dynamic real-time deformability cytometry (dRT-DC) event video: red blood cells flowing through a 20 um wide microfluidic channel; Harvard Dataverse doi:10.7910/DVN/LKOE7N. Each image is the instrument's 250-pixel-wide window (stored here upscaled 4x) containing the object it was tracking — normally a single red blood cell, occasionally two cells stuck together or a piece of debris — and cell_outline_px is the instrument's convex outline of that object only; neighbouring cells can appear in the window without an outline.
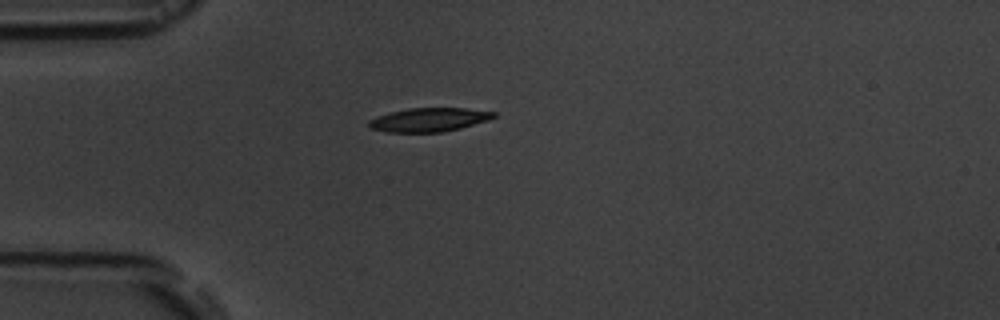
{"species": "common noctule bat (a hibernating species)", "species_latin": "Nyctalus noctula", "temperature_condition": "room temperature", "stored_images_in_passage": 5, "camera_frame_rate_fps": 3000, "um_per_image_px": 0.085, "animal": {"sex": "male", "body_mass_g": 19.5, "forearm_length_mm": 54.6}, "frame": {"image": 1, "passage_image": 5, "time_ms": 4.667, "image_size_px": [1000, 320], "cell_outline_px": [[496, 116], [488, 120], [460, 128], [444, 132], [384, 132], [368, 128], [368, 120], [376, 116], [408, 108], [464, 108], [496, 112]], "centroid_in_image_um": [36.43, 10.18], "position_along_channel_um": 48.6, "area_um2": 17.34}}